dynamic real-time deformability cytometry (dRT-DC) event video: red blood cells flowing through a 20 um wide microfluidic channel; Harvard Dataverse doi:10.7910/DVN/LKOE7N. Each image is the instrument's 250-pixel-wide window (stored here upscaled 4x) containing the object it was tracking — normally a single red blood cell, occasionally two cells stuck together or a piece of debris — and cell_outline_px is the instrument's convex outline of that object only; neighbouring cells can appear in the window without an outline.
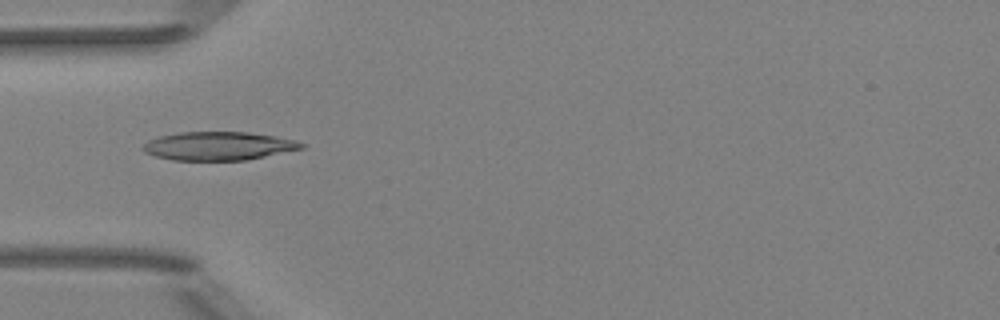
{"species": "Egyptian fruit bat (a non-hibernating species)", "species_latin": "Rousettus aegyptiacus", "temperature_condition": "room temperature", "stored_images_in_passage": 8, "camera_frame_rate_fps": 3000, "um_per_image_px": 0.085, "animal": {"sex": "female"}, "frame": {"image": 1, "passage_image": 5, "time_ms": 4.667, "image_size_px": [1000, 320], "cell_outline_px": [[304, 148], [244, 160], [172, 160], [156, 156], [144, 152], [140, 148], [148, 140], [156, 136], [180, 132], [248, 132], [276, 136], [292, 140], [304, 144]], "centroid_in_image_um": [18.5, 12.4], "position_along_channel_um": 66.5, "area_um2": 26.18}}
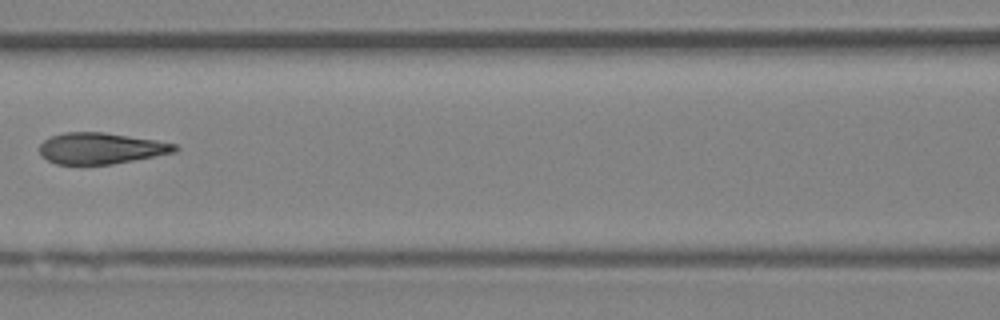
{"frame": {"image": 2, "passage_image": 7, "time_ms": 7.0, "image_size_px": [1000, 320], "cell_outline_px": [[180, 148], [176, 152], [112, 164], [56, 164], [40, 156], [40, 144], [44, 140], [52, 136], [64, 132], [104, 132], [156, 140], [176, 144]], "centroid_in_image_um": [8.58, 12.6], "position_along_channel_um": 158.0, "area_um2": 24.57}}
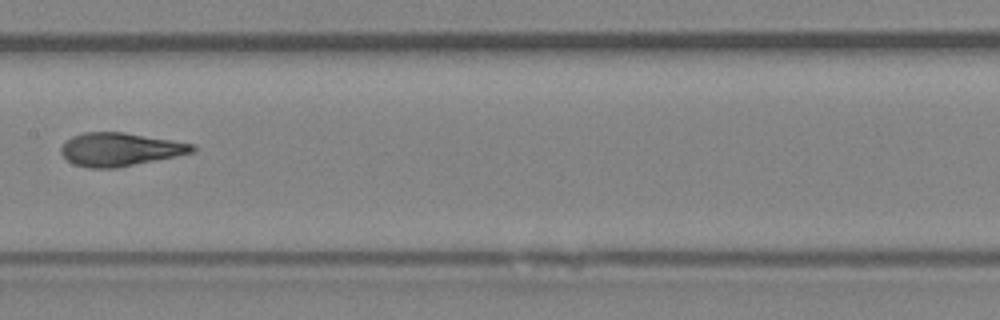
{"frame": {"image": 3, "passage_image": 8, "time_ms": 8.0, "image_size_px": [1000, 320], "cell_outline_px": [[196, 152], [116, 168], [88, 168], [72, 164], [60, 152], [60, 148], [72, 136], [84, 132], [124, 132], [172, 140], [192, 144], [196, 148]], "centroid_in_image_um": [10.19, 12.7], "position_along_channel_um": 197.2, "area_um2": 25.37}}